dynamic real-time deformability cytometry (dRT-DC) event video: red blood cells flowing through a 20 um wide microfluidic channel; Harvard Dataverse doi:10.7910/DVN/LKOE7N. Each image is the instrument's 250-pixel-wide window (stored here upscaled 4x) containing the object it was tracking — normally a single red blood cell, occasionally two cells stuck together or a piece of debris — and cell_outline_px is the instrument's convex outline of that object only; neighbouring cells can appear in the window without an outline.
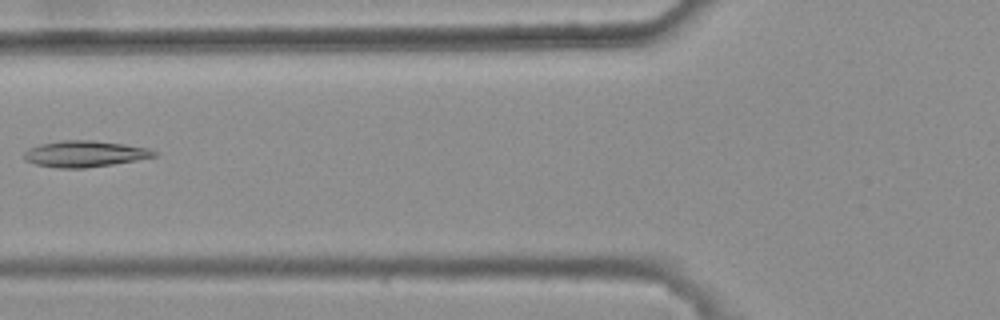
{"species": "common noctule bat (a hibernating species)", "species_latin": "Nyctalus noctula", "temperature_condition": "warm", "stored_images_in_passage": 7, "camera_frame_rate_fps": 3000, "um_per_image_px": 0.085, "animal": {"sex": "female", "body_mass_g": 25.1}, "frame": {"image": 1, "passage_image": 6, "time_ms": 1.667, "image_size_px": [1000, 320], "cell_outline_px": [[156, 156], [136, 160], [112, 164], [84, 168], [60, 168], [36, 164], [24, 160], [24, 152], [28, 148], [40, 144], [60, 140], [92, 140], [124, 144], [148, 148], [156, 152]], "centroid_in_image_um": [7.17, 13.07], "position_along_channel_um": 118.6, "area_um2": 19.77}}
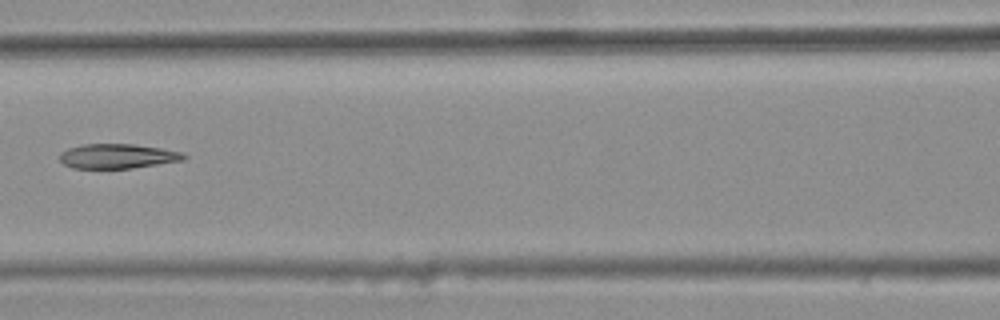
{"frame": {"image": 2, "passage_image": 7, "time_ms": 2.0, "image_size_px": [1000, 320], "cell_outline_px": [[188, 156], [184, 160], [132, 168], [72, 168], [64, 164], [60, 160], [60, 152], [68, 148], [84, 144], [136, 144], [160, 148], [180, 152]], "centroid_in_image_um": [9.98, 13.27], "position_along_channel_um": 156.6, "area_um2": 17.74}}